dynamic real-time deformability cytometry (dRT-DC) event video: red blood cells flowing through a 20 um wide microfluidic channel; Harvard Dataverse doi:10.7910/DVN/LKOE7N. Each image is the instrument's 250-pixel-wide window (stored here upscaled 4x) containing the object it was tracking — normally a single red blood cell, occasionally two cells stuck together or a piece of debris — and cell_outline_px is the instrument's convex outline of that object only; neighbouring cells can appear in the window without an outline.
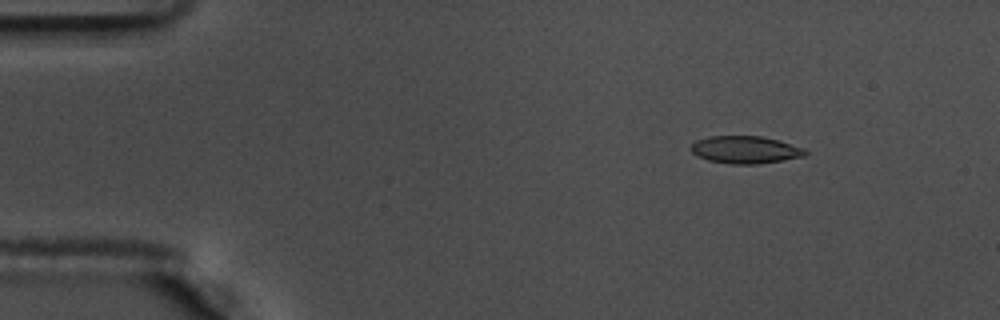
{"species": "common noctule bat (a hibernating species)", "species_latin": "Nyctalus noctula", "temperature_condition": "warm", "stored_images_in_passage": 55, "camera_frame_rate_fps": 3000, "um_per_image_px": 0.085, "animal": {"sex": "male", "body_mass_g": 17.5, "forearm_length_mm": 52.3}, "frame": {"image": 1, "passage_image": 7, "time_ms": 2.0, "image_size_px": [1000, 320], "cell_outline_px": [[808, 152], [804, 156], [784, 160], [756, 164], [732, 164], [708, 160], [696, 156], [688, 148], [696, 140], [708, 136], [760, 136], [776, 140], [804, 148]], "centroid_in_image_um": [63.3, 12.73], "position_along_channel_um": 21.7, "area_um2": 18.26}}
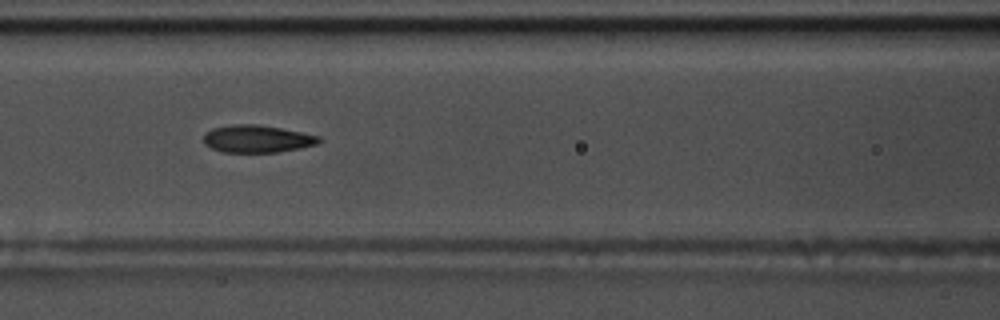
{"frame": {"image": 2, "passage_image": 24, "time_ms": 7.667, "image_size_px": [1000, 320], "cell_outline_px": [[324, 140], [316, 144], [300, 148], [276, 152], [224, 152], [212, 148], [204, 144], [204, 132], [212, 128], [232, 124], [256, 124], [280, 128], [320, 136]], "centroid_in_image_um": [21.84, 11.79], "position_along_channel_um": 144.8, "area_um2": 18.44}}
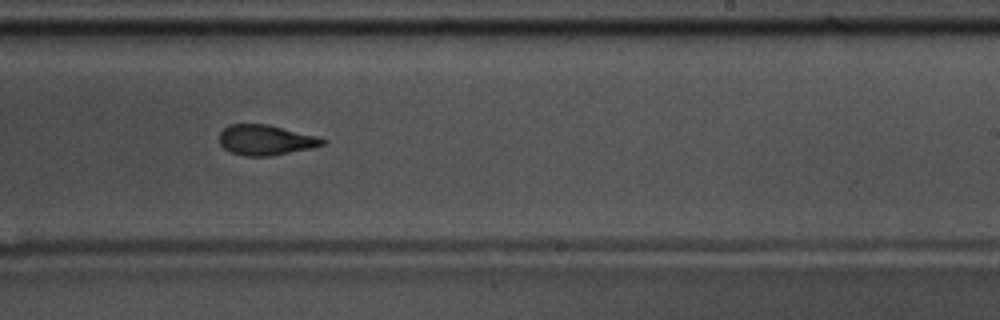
{"frame": {"image": 3, "passage_image": 34, "time_ms": 11.0, "image_size_px": [1000, 320], "cell_outline_px": [[324, 144], [308, 148], [268, 156], [244, 156], [232, 152], [224, 148], [220, 144], [220, 132], [228, 124], [268, 124], [316, 136], [324, 140]], "centroid_in_image_um": [22.51, 11.89], "position_along_channel_um": 266.5, "area_um2": 17.8}, "authors_computed_cell_mechanics": {"area_um2": 18.6694, "velocity_mm_per_s": 3.6683, "shape_relaxation_time_tau1_ms": 4.2505, "shape_relaxation_time_tau2_ms": 2.163, "deformation_change_tau1": 0.1665, "deformation_change_tau2": 0.0931}}